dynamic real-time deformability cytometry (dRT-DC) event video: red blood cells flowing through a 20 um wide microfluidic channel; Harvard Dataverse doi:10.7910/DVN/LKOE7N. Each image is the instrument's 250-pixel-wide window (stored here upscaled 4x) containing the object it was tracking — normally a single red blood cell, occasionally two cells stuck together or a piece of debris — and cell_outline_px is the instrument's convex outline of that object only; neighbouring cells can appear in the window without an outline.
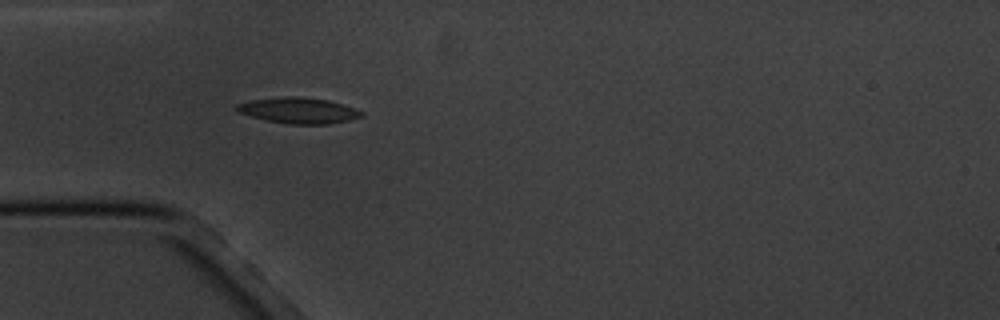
{"species": "common noctule bat (a hibernating species)", "species_latin": "Nyctalus noctula", "temperature_condition": "cold", "stored_images_in_passage": 4, "camera_frame_rate_fps": 3000, "um_per_image_px": 0.085, "animal": {"sex": "male", "body_mass_g": 20.1, "forearm_length_mm": 53.5}, "frame": {"image": 1, "passage_image": 4, "time_ms": 3.667, "image_size_px": [1000, 320], "cell_outline_px": [[364, 116], [348, 120], [328, 124], [288, 124], [264, 120], [236, 112], [236, 104], [248, 100], [284, 96], [296, 96], [328, 100], [344, 104], [364, 112]], "centroid_in_image_um": [25.34, 9.39], "position_along_channel_um": 59.7, "area_um2": 19.02}}